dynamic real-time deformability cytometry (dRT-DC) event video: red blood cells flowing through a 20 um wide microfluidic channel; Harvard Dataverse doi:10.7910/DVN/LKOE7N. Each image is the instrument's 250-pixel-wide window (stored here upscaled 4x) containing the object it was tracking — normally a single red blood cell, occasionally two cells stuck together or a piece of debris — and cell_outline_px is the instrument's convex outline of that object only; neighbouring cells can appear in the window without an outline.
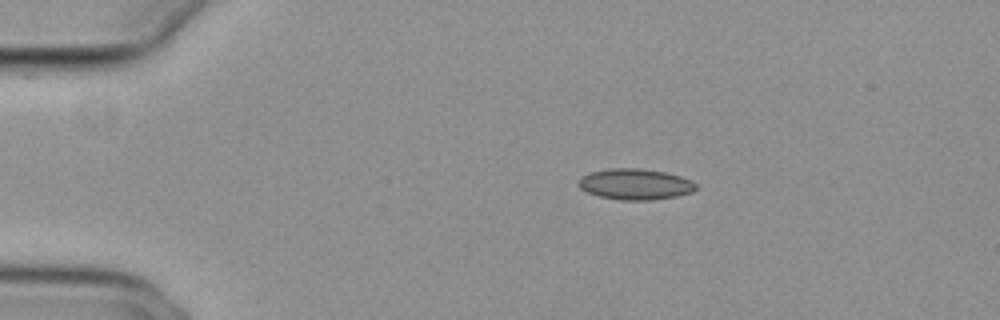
{"species": "common noctule bat (a hibernating species)", "species_latin": "Nyctalus noctula", "temperature_condition": "cold", "stored_images_in_passage": 53, "camera_frame_rate_fps": 3000, "um_per_image_px": 0.085, "animal": {"sex": "female", "body_mass_g": 29.2, "forearm_length_mm": 56.3}, "frame": {"image": 1, "passage_image": 10, "time_ms": 3.0, "image_size_px": [1000, 320], "cell_outline_px": [[696, 188], [692, 192], [676, 196], [652, 200], [620, 200], [600, 196], [588, 192], [580, 188], [576, 184], [580, 176], [588, 172], [608, 168], [636, 168], [664, 172], [680, 176], [692, 180], [696, 184]], "centroid_in_image_um": [53.95, 15.65], "position_along_channel_um": 31.0, "area_um2": 21.27}}
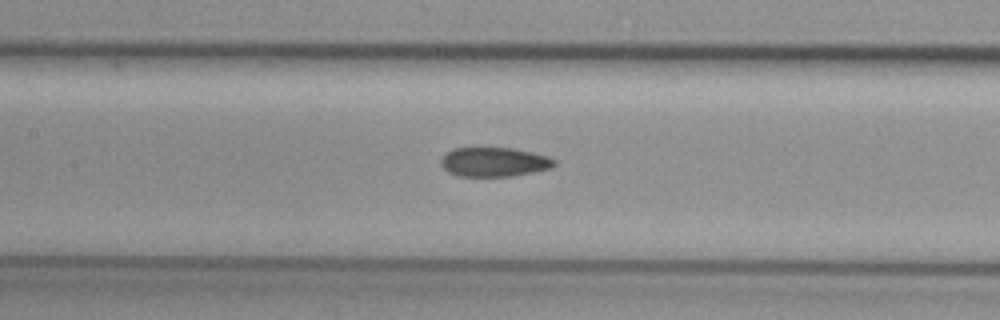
{"frame": {"image": 2, "passage_image": 25, "time_ms": 8.0, "image_size_px": [1000, 320], "cell_outline_px": [[556, 164], [552, 168], [512, 176], [456, 176], [448, 172], [440, 164], [440, 160], [452, 148], [512, 148], [532, 152], [548, 156], [556, 160]], "centroid_in_image_um": [42.01, 13.77], "position_along_channel_um": 165.4, "area_um2": 19.36}}
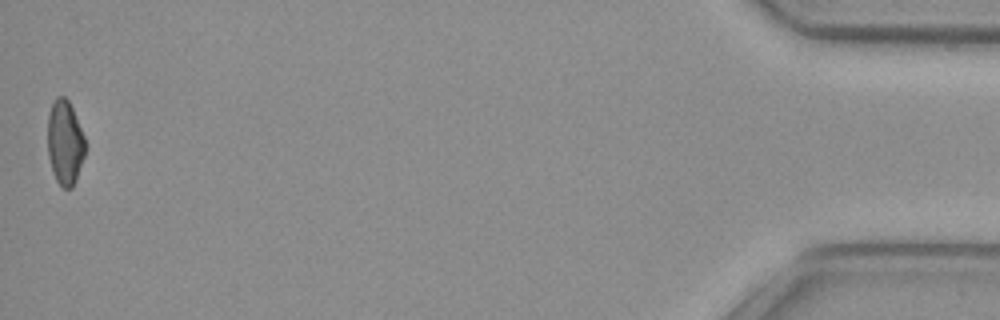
{"frame": {"image": 3, "passage_image": 53, "time_ms": 17.333, "image_size_px": [1000, 320], "cell_outline_px": [[84, 156], [76, 180], [72, 188], [64, 188], [56, 180], [52, 172], [48, 156], [48, 116], [52, 104], [56, 96], [64, 96], [68, 100], [72, 108], [84, 136]], "centroid_in_image_um": [5.5, 12.13], "position_along_channel_um": 429.7, "area_um2": 18.32}, "authors_computed_cell_mechanics": {"area_um2": 19.8832, "velocity_mm_per_s": 3.8603, "shape_relaxation_time_tau1_ms": null, "shape_relaxation_time_tau2_ms": 2.5993, "deformation_change_tau1": null, "deformation_change_tau2": 0.0821}}